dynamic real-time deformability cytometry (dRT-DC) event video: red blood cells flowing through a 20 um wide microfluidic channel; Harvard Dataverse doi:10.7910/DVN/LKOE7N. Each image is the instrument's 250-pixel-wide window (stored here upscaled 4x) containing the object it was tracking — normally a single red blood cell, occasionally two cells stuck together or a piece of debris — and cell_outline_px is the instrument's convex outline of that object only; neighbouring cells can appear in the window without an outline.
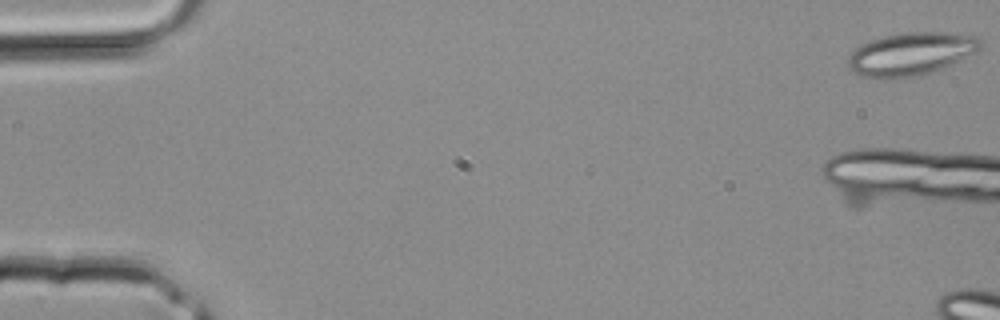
{"species": "common noctule bat (a hibernating species)", "species_latin": "Nyctalus noctula", "temperature_condition": "room temperature", "stored_images_in_passage": 2, "camera_frame_rate_fps": 3000, "um_per_image_px": 0.085, "animal": {"sex": "male", "body_mass_g": 20.4}, "frame": {"image": 1, "passage_image": 2, "time_ms": 0.333, "image_size_px": [1000, 320], "cell_outline_px": [[984, 44], [976, 52], [940, 68], [928, 72], [912, 76], [864, 76], [848, 68], [848, 56], [860, 44], [884, 36], [908, 32], [944, 32], [976, 36]], "centroid_in_image_um": [77.45, 4.53], "position_along_channel_um": 7.6, "area_um2": 32.02}}